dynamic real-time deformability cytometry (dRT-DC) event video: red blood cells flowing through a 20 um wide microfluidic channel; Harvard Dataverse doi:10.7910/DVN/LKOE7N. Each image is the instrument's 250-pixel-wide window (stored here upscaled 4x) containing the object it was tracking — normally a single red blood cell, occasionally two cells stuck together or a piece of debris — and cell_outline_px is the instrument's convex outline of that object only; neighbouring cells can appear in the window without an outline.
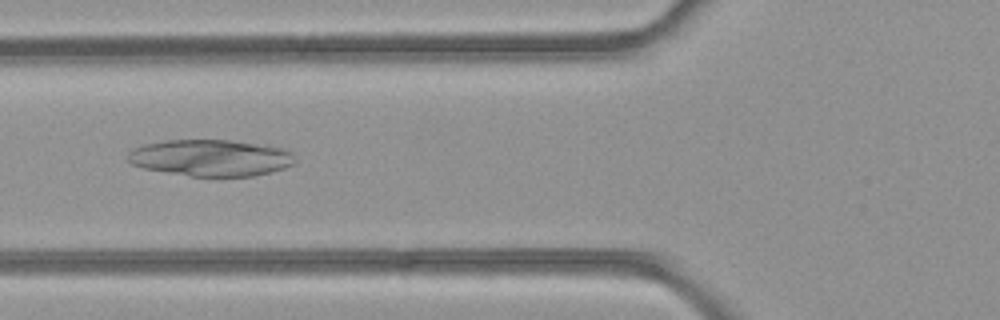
{"species": "common noctule bat (a hibernating species)", "species_latin": "Nyctalus noctula", "temperature_condition": "room temperature", "stored_images_in_passage": 35, "camera_frame_rate_fps": 3000, "um_per_image_px": 0.085, "animal": {"sex": "female", "body_mass_g": 21.9}, "frame": {"image": 1, "passage_image": 6, "time_ms": 1.667, "image_size_px": [1000, 320], "cell_outline_px": [[296, 160], [292, 164], [284, 168], [272, 172], [252, 176], [192, 176], [144, 168], [132, 164], [128, 160], [128, 152], [132, 148], [144, 144], [164, 140], [232, 140], [280, 148], [292, 152]], "centroid_in_image_um": [17.9, 13.41], "position_along_channel_um": 107.9, "area_um2": 35.43}}
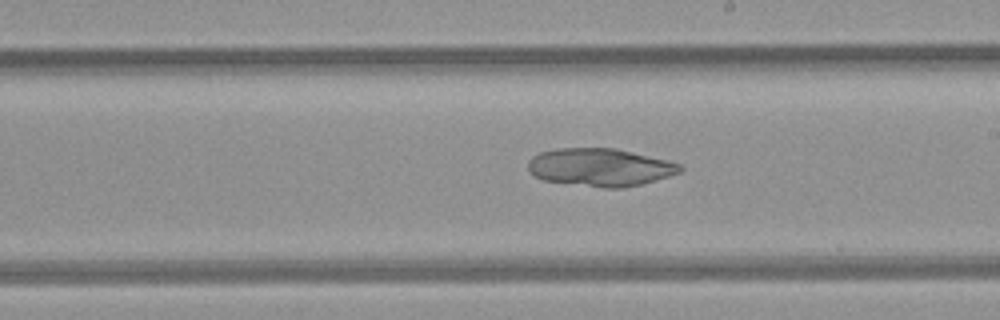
{"frame": {"image": 2, "passage_image": 15, "time_ms": 4.667, "image_size_px": [1000, 320], "cell_outline_px": [[684, 168], [680, 172], [668, 176], [640, 184], [620, 188], [604, 188], [544, 180], [536, 176], [528, 168], [528, 160], [532, 156], [540, 152], [556, 148], [616, 148], [668, 160], [680, 164]], "centroid_in_image_um": [51.01, 14.2], "position_along_channel_um": 238.0, "area_um2": 33.35}}
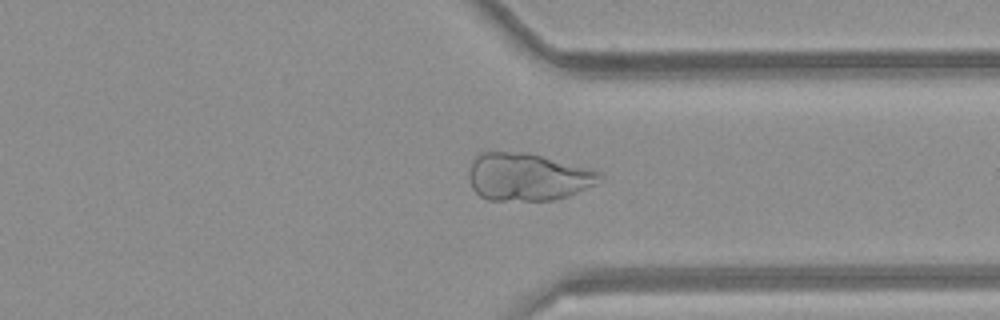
{"frame": {"image": 3, "passage_image": 24, "time_ms": 7.667, "image_size_px": [1000, 320], "cell_outline_px": [[604, 180], [596, 184], [568, 196], [556, 200], [488, 200], [480, 196], [472, 188], [468, 176], [468, 172], [472, 160], [480, 152], [524, 152], [540, 156], [600, 172], [604, 176]], "centroid_in_image_um": [44.82, 15.05], "position_along_channel_um": 366.6, "area_um2": 36.13}}